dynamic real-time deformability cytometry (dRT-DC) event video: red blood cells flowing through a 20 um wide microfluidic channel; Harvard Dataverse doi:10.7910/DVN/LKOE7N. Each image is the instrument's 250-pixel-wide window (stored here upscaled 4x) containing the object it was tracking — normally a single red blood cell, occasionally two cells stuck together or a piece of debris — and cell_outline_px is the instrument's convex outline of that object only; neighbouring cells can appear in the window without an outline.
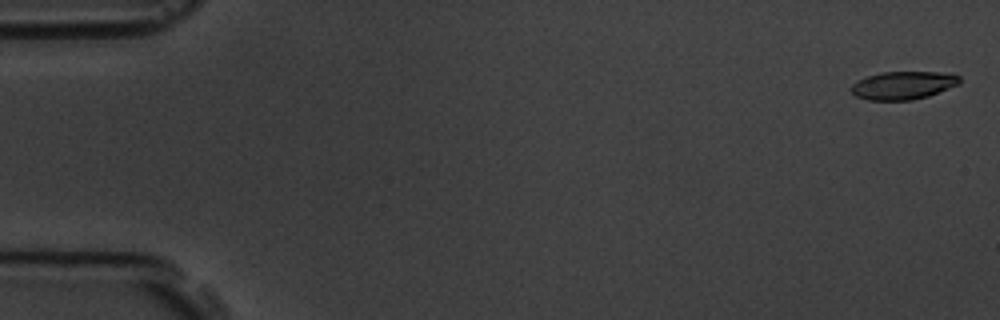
{"species": "common noctule bat (a hibernating species)", "species_latin": "Nyctalus noctula", "temperature_condition": "room temperature", "stored_images_in_passage": 58, "camera_frame_rate_fps": 3000, "um_per_image_px": 0.085, "animal": {"sex": "male", "body_mass_g": 19.5, "forearm_length_mm": 54.6}, "frame": {"image": 1, "passage_image": 2, "time_ms": 0.333, "image_size_px": [1000, 320], "cell_outline_px": [[960, 84], [928, 96], [912, 100], [868, 100], [856, 96], [852, 92], [852, 84], [856, 80], [880, 72], [940, 72], [960, 76]], "centroid_in_image_um": [76.76, 7.25], "position_along_channel_um": 8.2, "area_um2": 17.69}}
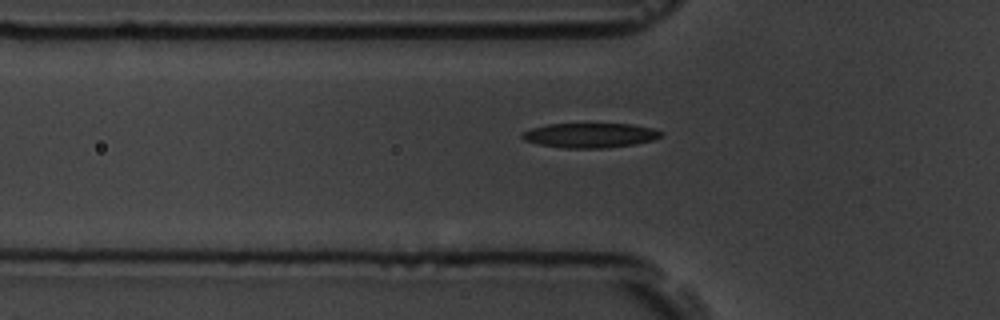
{"frame": {"image": 2, "passage_image": 20, "time_ms": 6.333, "image_size_px": [1000, 320], "cell_outline_px": [[664, 132], [660, 136], [652, 140], [632, 144], [604, 148], [564, 148], [540, 144], [524, 140], [520, 136], [520, 132], [532, 128], [548, 124], [632, 124], [652, 128]], "centroid_in_image_um": [50.12, 11.5], "position_along_channel_um": 75.7, "area_um2": 19.83}}
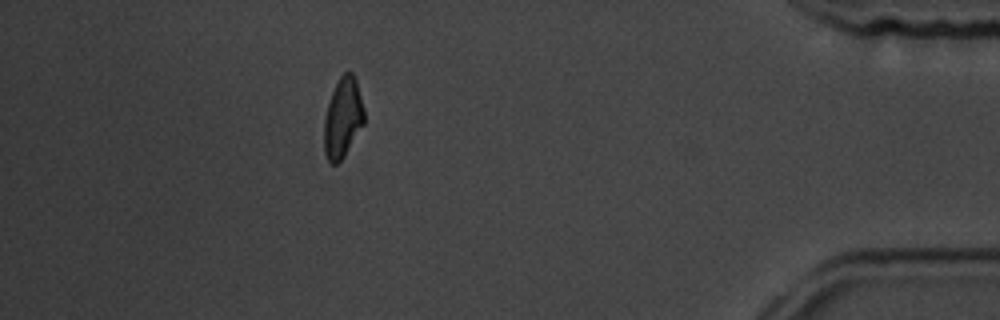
{"frame": {"image": 3, "passage_image": 52, "time_ms": 17.0, "image_size_px": [1000, 320], "cell_outline_px": [[364, 124], [344, 156], [336, 164], [332, 164], [328, 160], [324, 152], [324, 120], [328, 104], [332, 92], [340, 76], [344, 72], [352, 72], [356, 76], [364, 108]], "centroid_in_image_um": [29.15, 9.99], "position_along_channel_um": 406.0, "area_um2": 18.73}, "authors_computed_cell_mechanics": {"area_um2": 19.1318, "velocity_mm_per_s": 3.5658, "shape_relaxation_time_tau1_ms": 5.0182, "shape_relaxation_time_tau2_ms": 5.8987, "deformation_change_tau1": 0.1675, "deformation_change_tau2": 0.1162}}